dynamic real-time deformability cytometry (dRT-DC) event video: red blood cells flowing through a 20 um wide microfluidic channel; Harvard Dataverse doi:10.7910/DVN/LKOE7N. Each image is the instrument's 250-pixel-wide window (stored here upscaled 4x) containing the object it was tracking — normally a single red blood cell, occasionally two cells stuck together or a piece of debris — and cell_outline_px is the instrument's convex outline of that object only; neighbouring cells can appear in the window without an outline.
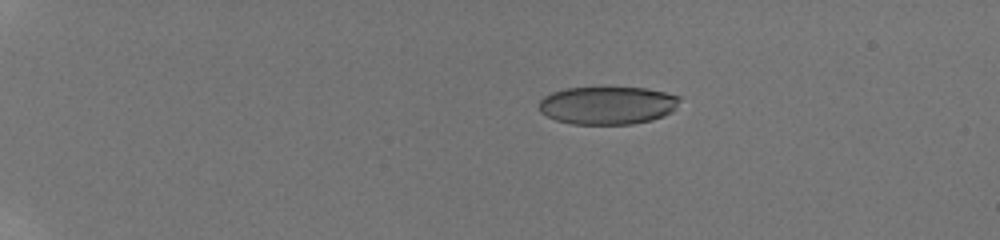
{"species": "human", "species_latin": "Homo sapiens", "temperature_condition": "room temperature", "stored_images_in_passage": 13, "camera_frame_rate_fps": 3000, "um_per_image_px": 0.085, "donor": {"sex": "male"}, "frame": {"image": 1, "passage_image": 3, "time_ms": 2.0, "image_size_px": [1000, 240], "cell_outline_px": [[680, 100], [676, 108], [672, 112], [664, 116], [652, 120], [632, 124], [572, 124], [556, 120], [540, 112], [540, 100], [544, 96], [552, 92], [564, 88], [604, 84], [644, 88], [664, 92], [680, 96]], "centroid_in_image_um": [51.64, 8.9], "position_along_channel_um": 33.4, "area_um2": 32.25}}
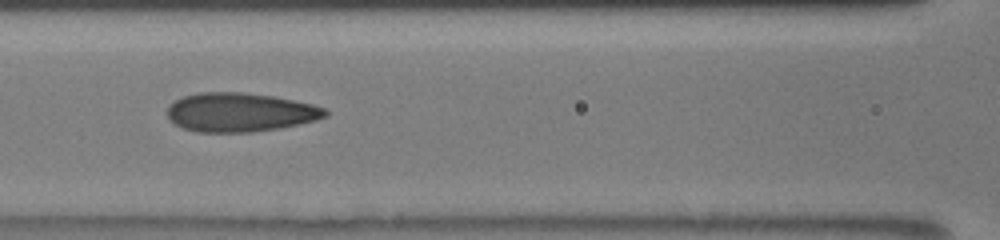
{"frame": {"image": 2, "passage_image": 9, "time_ms": 7.667, "image_size_px": [1000, 240], "cell_outline_px": [[328, 116], [316, 120], [280, 128], [252, 132], [196, 132], [184, 128], [168, 120], [168, 108], [176, 100], [184, 96], [200, 92], [240, 92], [272, 96], [312, 104], [324, 108], [328, 112]], "centroid_in_image_um": [20.41, 9.55], "position_along_channel_um": 146.2, "area_um2": 35.66}}
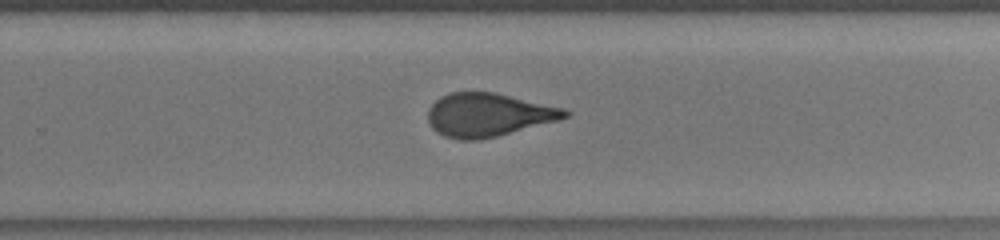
{"frame": {"image": 3, "passage_image": 13, "time_ms": 11.333, "image_size_px": [1000, 240], "cell_outline_px": [[572, 112], [568, 116], [556, 120], [496, 136], [480, 140], [460, 140], [444, 136], [436, 132], [432, 128], [428, 120], [428, 108], [440, 96], [452, 92], [496, 92], [564, 108]], "centroid_in_image_um": [41.47, 9.75], "position_along_channel_um": 288.3, "area_um2": 34.51}}